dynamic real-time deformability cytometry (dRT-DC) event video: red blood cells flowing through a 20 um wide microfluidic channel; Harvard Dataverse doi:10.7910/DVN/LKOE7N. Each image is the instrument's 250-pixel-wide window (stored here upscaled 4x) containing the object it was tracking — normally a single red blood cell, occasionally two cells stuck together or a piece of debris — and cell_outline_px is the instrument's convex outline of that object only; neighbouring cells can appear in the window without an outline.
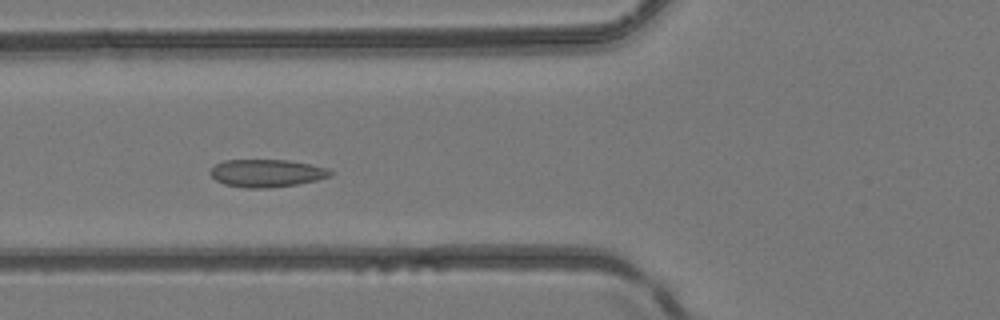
{"species": "common noctule bat (a hibernating species)", "species_latin": "Nyctalus noctula", "temperature_condition": "room temperature", "stored_images_in_passage": 27, "camera_frame_rate_fps": 3000, "um_per_image_px": 0.085, "animal": {"sex": "female", "body_mass_g": 24.6, "forearm_length_mm": 56.2}, "frame": {"image": 1, "passage_image": 6, "time_ms": 1.667, "image_size_px": [1000, 320], "cell_outline_px": [[332, 176], [316, 180], [296, 184], [268, 188], [244, 188], [224, 184], [216, 180], [208, 172], [216, 164], [224, 160], [288, 160], [328, 168], [332, 172]], "centroid_in_image_um": [22.65, 14.72], "position_along_channel_um": 103.2, "area_um2": 19.31}}
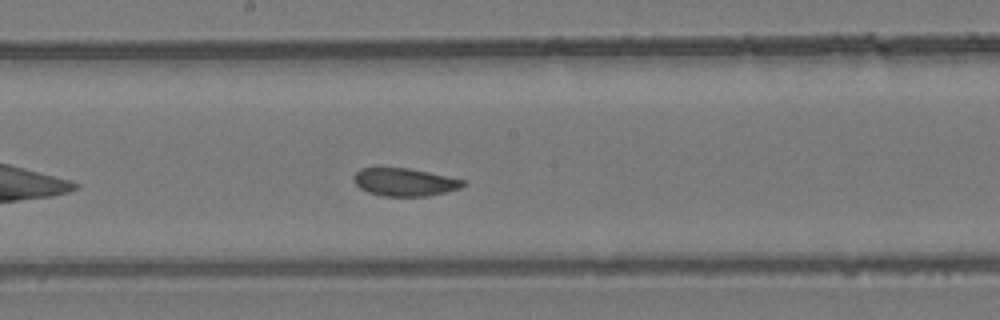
{"frame": {"image": 2, "passage_image": 14, "time_ms": 4.333, "image_size_px": [1000, 320], "cell_outline_px": [[468, 180], [460, 188], [428, 196], [380, 196], [368, 192], [360, 188], [352, 180], [352, 176], [360, 168], [408, 168]], "centroid_in_image_um": [34.37, 15.48], "position_along_channel_um": 213.8, "area_um2": 17.8}}
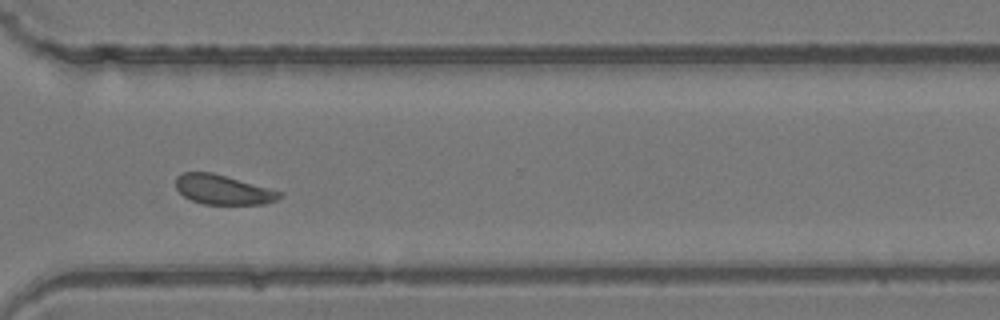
{"frame": {"image": 3, "passage_image": 24, "time_ms": 7.667, "image_size_px": [1000, 320], "cell_outline_px": [[284, 192], [276, 200], [264, 204], [204, 204], [192, 200], [184, 196], [176, 188], [176, 176], [184, 172], [212, 172]], "centroid_in_image_um": [18.95, 16.12], "position_along_channel_um": 351.6, "area_um2": 17.8}, "authors_computed_cell_mechanics": {"area_um2": 18.5538, "velocity_mm_per_s": 4.1307, "shape_relaxation_time_tau1_ms": 7.9468, "shape_relaxation_time_tau2_ms": 1.419, "deformation_change_tau1": 0.1489, "deformation_change_tau2": 0.0422}}